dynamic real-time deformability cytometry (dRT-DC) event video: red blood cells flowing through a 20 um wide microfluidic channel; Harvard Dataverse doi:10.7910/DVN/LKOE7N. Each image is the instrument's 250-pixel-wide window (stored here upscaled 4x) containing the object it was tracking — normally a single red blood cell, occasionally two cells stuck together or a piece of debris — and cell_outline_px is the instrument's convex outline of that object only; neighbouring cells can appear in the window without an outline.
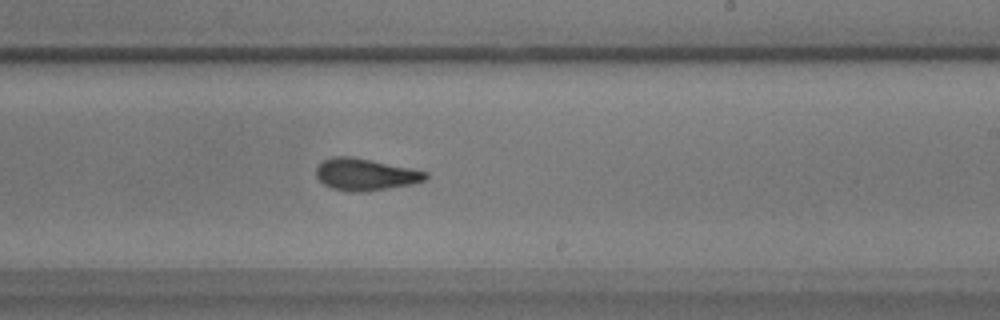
{"species": "common noctule bat (a hibernating species)", "species_latin": "Nyctalus noctula", "temperature_condition": "warm", "stored_images_in_passage": 45, "camera_frame_rate_fps": 3000, "um_per_image_px": 0.085, "animal": {"sex": "male", "body_mass_g": 17.9}, "frame": {"image": 1, "passage_image": 21, "time_ms": 6.667, "image_size_px": [1000, 320], "cell_outline_px": [[428, 176], [424, 180], [412, 184], [364, 192], [348, 192], [332, 188], [324, 184], [316, 176], [316, 168], [324, 160], [332, 156], [352, 156], [412, 168], [428, 172]], "centroid_in_image_um": [31.05, 14.82], "position_along_channel_um": 257.9, "area_um2": 20.4}}
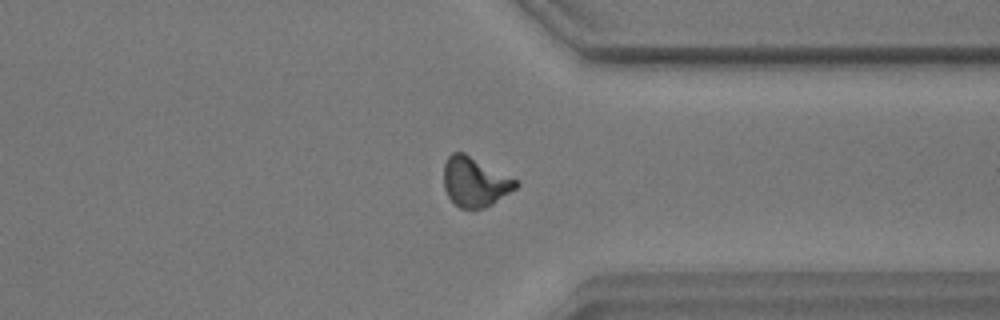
{"frame": {"image": 2, "passage_image": 31, "time_ms": 10.0, "image_size_px": [1000, 320], "cell_outline_px": [[520, 184], [516, 188], [492, 204], [484, 208], [460, 208], [448, 196], [444, 188], [444, 164], [448, 156], [452, 152], [464, 152], [520, 180]], "centroid_in_image_um": [40.39, 15.43], "position_along_channel_um": 371.0, "area_um2": 20.98}}
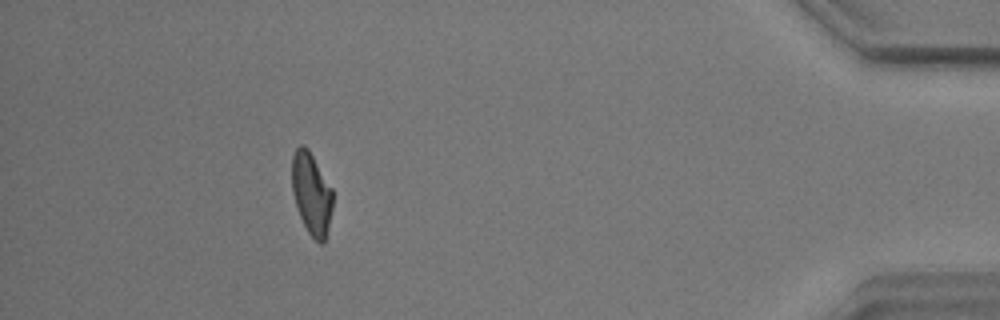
{"frame": {"image": 3, "passage_image": 39, "time_ms": 12.667, "image_size_px": [1000, 320], "cell_outline_px": [[332, 208], [328, 228], [324, 244], [320, 244], [308, 232], [300, 216], [292, 192], [292, 156], [296, 148], [300, 144], [304, 144], [308, 148], [332, 188]], "centroid_in_image_um": [26.47, 16.44], "position_along_channel_um": 408.7, "area_um2": 19.42}, "authors_computed_cell_mechanics": {"area_um2": 20.4034, "velocity_mm_per_s": 3.4803, "shape_relaxation_time_tau1_ms": 5.4536, "shape_relaxation_time_tau2_ms": 2.437, "deformation_change_tau1": 0.1719, "deformation_change_tau2": 0.0973}}